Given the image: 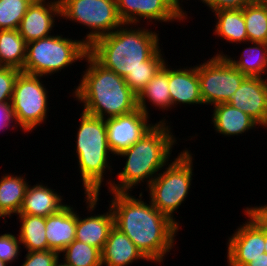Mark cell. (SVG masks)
I'll list each match as a JSON object with an SVG mask.
<instances>
[{
	"label": "cell",
	"mask_w": 267,
	"mask_h": 266,
	"mask_svg": "<svg viewBox=\"0 0 267 266\" xmlns=\"http://www.w3.org/2000/svg\"><path fill=\"white\" fill-rule=\"evenodd\" d=\"M112 195L110 208L114 226L127 235L137 249L149 261L163 262L166 254L175 246L179 227L167 216L149 204L132 196L130 192H108Z\"/></svg>",
	"instance_id": "obj_1"
},
{
	"label": "cell",
	"mask_w": 267,
	"mask_h": 266,
	"mask_svg": "<svg viewBox=\"0 0 267 266\" xmlns=\"http://www.w3.org/2000/svg\"><path fill=\"white\" fill-rule=\"evenodd\" d=\"M167 122L164 118L159 120L136 143L117 155L127 159L122 172L117 174L118 181L107 180L109 192H129L146 181L148 187L157 172L168 165L177 139Z\"/></svg>",
	"instance_id": "obj_2"
},
{
	"label": "cell",
	"mask_w": 267,
	"mask_h": 266,
	"mask_svg": "<svg viewBox=\"0 0 267 266\" xmlns=\"http://www.w3.org/2000/svg\"><path fill=\"white\" fill-rule=\"evenodd\" d=\"M83 60L87 69L72 92L73 98L83 103L82 111L107 119L137 109V95L123 77L99 64L89 53Z\"/></svg>",
	"instance_id": "obj_3"
},
{
	"label": "cell",
	"mask_w": 267,
	"mask_h": 266,
	"mask_svg": "<svg viewBox=\"0 0 267 266\" xmlns=\"http://www.w3.org/2000/svg\"><path fill=\"white\" fill-rule=\"evenodd\" d=\"M132 27L123 24L88 46V53L99 64L123 78L139 68H147V60L160 48L159 33Z\"/></svg>",
	"instance_id": "obj_4"
},
{
	"label": "cell",
	"mask_w": 267,
	"mask_h": 266,
	"mask_svg": "<svg viewBox=\"0 0 267 266\" xmlns=\"http://www.w3.org/2000/svg\"><path fill=\"white\" fill-rule=\"evenodd\" d=\"M76 138V157L79 163V174L85 194L88 212L98 205L100 188L104 182L106 170L112 172L109 155L112 152L107 143L105 119L82 111L79 119Z\"/></svg>",
	"instance_id": "obj_5"
},
{
	"label": "cell",
	"mask_w": 267,
	"mask_h": 266,
	"mask_svg": "<svg viewBox=\"0 0 267 266\" xmlns=\"http://www.w3.org/2000/svg\"><path fill=\"white\" fill-rule=\"evenodd\" d=\"M190 150L178 153L168 167L152 180L145 189L148 190L151 204L162 214L167 216L178 227L180 222L175 220L173 213L179 209L190 191L193 174V157ZM174 217V218H173Z\"/></svg>",
	"instance_id": "obj_6"
},
{
	"label": "cell",
	"mask_w": 267,
	"mask_h": 266,
	"mask_svg": "<svg viewBox=\"0 0 267 266\" xmlns=\"http://www.w3.org/2000/svg\"><path fill=\"white\" fill-rule=\"evenodd\" d=\"M88 45L81 40H72L63 35H50L27 43L23 73L51 76L61 72L78 60L85 58Z\"/></svg>",
	"instance_id": "obj_7"
},
{
	"label": "cell",
	"mask_w": 267,
	"mask_h": 266,
	"mask_svg": "<svg viewBox=\"0 0 267 266\" xmlns=\"http://www.w3.org/2000/svg\"><path fill=\"white\" fill-rule=\"evenodd\" d=\"M61 17L88 27L90 32L82 39L88 46L99 37L111 34L124 23L116 0H59Z\"/></svg>",
	"instance_id": "obj_8"
},
{
	"label": "cell",
	"mask_w": 267,
	"mask_h": 266,
	"mask_svg": "<svg viewBox=\"0 0 267 266\" xmlns=\"http://www.w3.org/2000/svg\"><path fill=\"white\" fill-rule=\"evenodd\" d=\"M41 77L21 72L15 81L12 108L15 123L24 132H32L48 118L49 96Z\"/></svg>",
	"instance_id": "obj_9"
},
{
	"label": "cell",
	"mask_w": 267,
	"mask_h": 266,
	"mask_svg": "<svg viewBox=\"0 0 267 266\" xmlns=\"http://www.w3.org/2000/svg\"><path fill=\"white\" fill-rule=\"evenodd\" d=\"M200 95L203 105L228 103L247 77L225 57L213 56L198 65Z\"/></svg>",
	"instance_id": "obj_10"
},
{
	"label": "cell",
	"mask_w": 267,
	"mask_h": 266,
	"mask_svg": "<svg viewBox=\"0 0 267 266\" xmlns=\"http://www.w3.org/2000/svg\"><path fill=\"white\" fill-rule=\"evenodd\" d=\"M139 108L133 112L105 119L107 143L116 156L136 143L155 124Z\"/></svg>",
	"instance_id": "obj_11"
},
{
	"label": "cell",
	"mask_w": 267,
	"mask_h": 266,
	"mask_svg": "<svg viewBox=\"0 0 267 266\" xmlns=\"http://www.w3.org/2000/svg\"><path fill=\"white\" fill-rule=\"evenodd\" d=\"M248 220L227 241L228 266H246L265 253V231L245 211Z\"/></svg>",
	"instance_id": "obj_12"
},
{
	"label": "cell",
	"mask_w": 267,
	"mask_h": 266,
	"mask_svg": "<svg viewBox=\"0 0 267 266\" xmlns=\"http://www.w3.org/2000/svg\"><path fill=\"white\" fill-rule=\"evenodd\" d=\"M117 11L124 24L140 23L149 20L157 22H181L184 18L179 15L167 0H116ZM154 20V21H153Z\"/></svg>",
	"instance_id": "obj_13"
},
{
	"label": "cell",
	"mask_w": 267,
	"mask_h": 266,
	"mask_svg": "<svg viewBox=\"0 0 267 266\" xmlns=\"http://www.w3.org/2000/svg\"><path fill=\"white\" fill-rule=\"evenodd\" d=\"M247 76L228 103L252 117L259 126L267 125V77Z\"/></svg>",
	"instance_id": "obj_14"
},
{
	"label": "cell",
	"mask_w": 267,
	"mask_h": 266,
	"mask_svg": "<svg viewBox=\"0 0 267 266\" xmlns=\"http://www.w3.org/2000/svg\"><path fill=\"white\" fill-rule=\"evenodd\" d=\"M56 16L61 17L59 0H34L20 22L19 34L27 43L48 37Z\"/></svg>",
	"instance_id": "obj_15"
},
{
	"label": "cell",
	"mask_w": 267,
	"mask_h": 266,
	"mask_svg": "<svg viewBox=\"0 0 267 266\" xmlns=\"http://www.w3.org/2000/svg\"><path fill=\"white\" fill-rule=\"evenodd\" d=\"M168 67V88L172 101V108L180 104H203L200 95V80L198 77V64L194 67L170 69ZM188 68V69H187Z\"/></svg>",
	"instance_id": "obj_16"
},
{
	"label": "cell",
	"mask_w": 267,
	"mask_h": 266,
	"mask_svg": "<svg viewBox=\"0 0 267 266\" xmlns=\"http://www.w3.org/2000/svg\"><path fill=\"white\" fill-rule=\"evenodd\" d=\"M73 205H65L57 213L46 217L45 234L48 250L61 252L75 240L76 212Z\"/></svg>",
	"instance_id": "obj_17"
},
{
	"label": "cell",
	"mask_w": 267,
	"mask_h": 266,
	"mask_svg": "<svg viewBox=\"0 0 267 266\" xmlns=\"http://www.w3.org/2000/svg\"><path fill=\"white\" fill-rule=\"evenodd\" d=\"M113 227L114 216L110 206L108 212L90 214L84 219L76 213L75 240L94 246L102 252Z\"/></svg>",
	"instance_id": "obj_18"
},
{
	"label": "cell",
	"mask_w": 267,
	"mask_h": 266,
	"mask_svg": "<svg viewBox=\"0 0 267 266\" xmlns=\"http://www.w3.org/2000/svg\"><path fill=\"white\" fill-rule=\"evenodd\" d=\"M63 196L58 195L54 189L40 182L36 185H28L24 201L18 214L48 217L57 213L66 204Z\"/></svg>",
	"instance_id": "obj_19"
},
{
	"label": "cell",
	"mask_w": 267,
	"mask_h": 266,
	"mask_svg": "<svg viewBox=\"0 0 267 266\" xmlns=\"http://www.w3.org/2000/svg\"><path fill=\"white\" fill-rule=\"evenodd\" d=\"M102 266H128L134 261L146 260L132 240L115 226L101 252Z\"/></svg>",
	"instance_id": "obj_20"
},
{
	"label": "cell",
	"mask_w": 267,
	"mask_h": 266,
	"mask_svg": "<svg viewBox=\"0 0 267 266\" xmlns=\"http://www.w3.org/2000/svg\"><path fill=\"white\" fill-rule=\"evenodd\" d=\"M212 123L216 133L225 137L239 136L259 125L252 117L235 108L229 103H221L213 106Z\"/></svg>",
	"instance_id": "obj_21"
},
{
	"label": "cell",
	"mask_w": 267,
	"mask_h": 266,
	"mask_svg": "<svg viewBox=\"0 0 267 266\" xmlns=\"http://www.w3.org/2000/svg\"><path fill=\"white\" fill-rule=\"evenodd\" d=\"M168 64L149 81V83L137 95V108L144 114L149 116L148 106L146 102H150L152 106L161 108L162 110L172 109V101L168 84Z\"/></svg>",
	"instance_id": "obj_22"
},
{
	"label": "cell",
	"mask_w": 267,
	"mask_h": 266,
	"mask_svg": "<svg viewBox=\"0 0 267 266\" xmlns=\"http://www.w3.org/2000/svg\"><path fill=\"white\" fill-rule=\"evenodd\" d=\"M216 20L214 35L229 43L250 44L246 32V23L241 9H220L212 11ZM248 42V43H247Z\"/></svg>",
	"instance_id": "obj_23"
},
{
	"label": "cell",
	"mask_w": 267,
	"mask_h": 266,
	"mask_svg": "<svg viewBox=\"0 0 267 266\" xmlns=\"http://www.w3.org/2000/svg\"><path fill=\"white\" fill-rule=\"evenodd\" d=\"M24 178L15 174H5L0 178V214L4 219L20 212L29 185Z\"/></svg>",
	"instance_id": "obj_24"
},
{
	"label": "cell",
	"mask_w": 267,
	"mask_h": 266,
	"mask_svg": "<svg viewBox=\"0 0 267 266\" xmlns=\"http://www.w3.org/2000/svg\"><path fill=\"white\" fill-rule=\"evenodd\" d=\"M241 53L240 59L230 57L223 53H217L215 56H225L241 73L250 77H262L267 74V43L251 42Z\"/></svg>",
	"instance_id": "obj_25"
},
{
	"label": "cell",
	"mask_w": 267,
	"mask_h": 266,
	"mask_svg": "<svg viewBox=\"0 0 267 266\" xmlns=\"http://www.w3.org/2000/svg\"><path fill=\"white\" fill-rule=\"evenodd\" d=\"M20 230L17 236L27 252L48 250L45 234L46 217L18 214Z\"/></svg>",
	"instance_id": "obj_26"
},
{
	"label": "cell",
	"mask_w": 267,
	"mask_h": 266,
	"mask_svg": "<svg viewBox=\"0 0 267 266\" xmlns=\"http://www.w3.org/2000/svg\"><path fill=\"white\" fill-rule=\"evenodd\" d=\"M27 42L18 29L0 30V66L23 70Z\"/></svg>",
	"instance_id": "obj_27"
},
{
	"label": "cell",
	"mask_w": 267,
	"mask_h": 266,
	"mask_svg": "<svg viewBox=\"0 0 267 266\" xmlns=\"http://www.w3.org/2000/svg\"><path fill=\"white\" fill-rule=\"evenodd\" d=\"M248 42L267 43V0H254L243 7Z\"/></svg>",
	"instance_id": "obj_28"
},
{
	"label": "cell",
	"mask_w": 267,
	"mask_h": 266,
	"mask_svg": "<svg viewBox=\"0 0 267 266\" xmlns=\"http://www.w3.org/2000/svg\"><path fill=\"white\" fill-rule=\"evenodd\" d=\"M61 253L69 266H102L101 251L87 243L74 240Z\"/></svg>",
	"instance_id": "obj_29"
},
{
	"label": "cell",
	"mask_w": 267,
	"mask_h": 266,
	"mask_svg": "<svg viewBox=\"0 0 267 266\" xmlns=\"http://www.w3.org/2000/svg\"><path fill=\"white\" fill-rule=\"evenodd\" d=\"M162 49H158L148 60L147 68H139L129 73L124 79L129 88L138 95L149 81L164 67L166 59L163 58Z\"/></svg>",
	"instance_id": "obj_30"
},
{
	"label": "cell",
	"mask_w": 267,
	"mask_h": 266,
	"mask_svg": "<svg viewBox=\"0 0 267 266\" xmlns=\"http://www.w3.org/2000/svg\"><path fill=\"white\" fill-rule=\"evenodd\" d=\"M34 0H0V30L18 29Z\"/></svg>",
	"instance_id": "obj_31"
},
{
	"label": "cell",
	"mask_w": 267,
	"mask_h": 266,
	"mask_svg": "<svg viewBox=\"0 0 267 266\" xmlns=\"http://www.w3.org/2000/svg\"><path fill=\"white\" fill-rule=\"evenodd\" d=\"M21 72L17 68L0 66V103L12 100L15 81Z\"/></svg>",
	"instance_id": "obj_32"
},
{
	"label": "cell",
	"mask_w": 267,
	"mask_h": 266,
	"mask_svg": "<svg viewBox=\"0 0 267 266\" xmlns=\"http://www.w3.org/2000/svg\"><path fill=\"white\" fill-rule=\"evenodd\" d=\"M21 242L19 237L12 233H5L0 235V260L6 264L19 259Z\"/></svg>",
	"instance_id": "obj_33"
},
{
	"label": "cell",
	"mask_w": 267,
	"mask_h": 266,
	"mask_svg": "<svg viewBox=\"0 0 267 266\" xmlns=\"http://www.w3.org/2000/svg\"><path fill=\"white\" fill-rule=\"evenodd\" d=\"M60 254L54 250L30 251L25 256L21 266H53L59 259Z\"/></svg>",
	"instance_id": "obj_34"
},
{
	"label": "cell",
	"mask_w": 267,
	"mask_h": 266,
	"mask_svg": "<svg viewBox=\"0 0 267 266\" xmlns=\"http://www.w3.org/2000/svg\"><path fill=\"white\" fill-rule=\"evenodd\" d=\"M254 0H201L212 11L220 9H241Z\"/></svg>",
	"instance_id": "obj_35"
},
{
	"label": "cell",
	"mask_w": 267,
	"mask_h": 266,
	"mask_svg": "<svg viewBox=\"0 0 267 266\" xmlns=\"http://www.w3.org/2000/svg\"><path fill=\"white\" fill-rule=\"evenodd\" d=\"M10 125H11V129L18 128V126H16V123H15L12 102L9 101V102L0 103V132L1 131L3 132V130L5 131V129L10 127Z\"/></svg>",
	"instance_id": "obj_36"
},
{
	"label": "cell",
	"mask_w": 267,
	"mask_h": 266,
	"mask_svg": "<svg viewBox=\"0 0 267 266\" xmlns=\"http://www.w3.org/2000/svg\"><path fill=\"white\" fill-rule=\"evenodd\" d=\"M250 207V208H249ZM244 210L258 225L267 232V204L261 206H249Z\"/></svg>",
	"instance_id": "obj_37"
},
{
	"label": "cell",
	"mask_w": 267,
	"mask_h": 266,
	"mask_svg": "<svg viewBox=\"0 0 267 266\" xmlns=\"http://www.w3.org/2000/svg\"><path fill=\"white\" fill-rule=\"evenodd\" d=\"M167 1L179 15H181L185 20L187 19V13L186 11H184V8L182 7L183 4L181 5L180 0H167ZM181 2H183V0H181Z\"/></svg>",
	"instance_id": "obj_38"
},
{
	"label": "cell",
	"mask_w": 267,
	"mask_h": 266,
	"mask_svg": "<svg viewBox=\"0 0 267 266\" xmlns=\"http://www.w3.org/2000/svg\"><path fill=\"white\" fill-rule=\"evenodd\" d=\"M246 266H267V254L263 253L256 259H253Z\"/></svg>",
	"instance_id": "obj_39"
},
{
	"label": "cell",
	"mask_w": 267,
	"mask_h": 266,
	"mask_svg": "<svg viewBox=\"0 0 267 266\" xmlns=\"http://www.w3.org/2000/svg\"><path fill=\"white\" fill-rule=\"evenodd\" d=\"M60 262H61V263H60ZM53 266H69V265H67V264H65L64 262H62V260L60 261V260L58 259V261H57Z\"/></svg>",
	"instance_id": "obj_40"
},
{
	"label": "cell",
	"mask_w": 267,
	"mask_h": 266,
	"mask_svg": "<svg viewBox=\"0 0 267 266\" xmlns=\"http://www.w3.org/2000/svg\"><path fill=\"white\" fill-rule=\"evenodd\" d=\"M265 253L267 254V232L265 231Z\"/></svg>",
	"instance_id": "obj_41"
},
{
	"label": "cell",
	"mask_w": 267,
	"mask_h": 266,
	"mask_svg": "<svg viewBox=\"0 0 267 266\" xmlns=\"http://www.w3.org/2000/svg\"><path fill=\"white\" fill-rule=\"evenodd\" d=\"M8 264L4 263L2 260H0V266H7Z\"/></svg>",
	"instance_id": "obj_42"
}]
</instances>
